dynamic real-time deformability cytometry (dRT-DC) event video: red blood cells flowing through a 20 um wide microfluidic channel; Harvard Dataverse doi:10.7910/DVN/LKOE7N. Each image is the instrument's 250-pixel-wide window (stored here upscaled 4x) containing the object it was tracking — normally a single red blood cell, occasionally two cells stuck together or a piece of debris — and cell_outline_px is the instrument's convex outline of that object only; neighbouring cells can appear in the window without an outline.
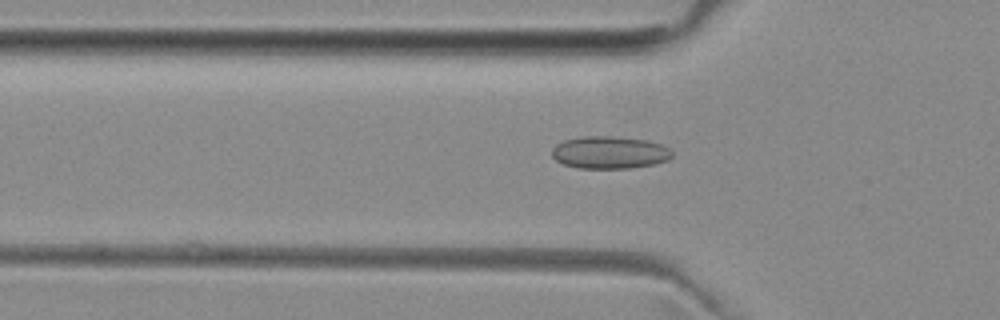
{"species": "common noctule bat (a hibernating species)", "species_latin": "Nyctalus noctula", "temperature_condition": "room temperature", "stored_images_in_passage": 41, "camera_frame_rate_fps": 3000, "um_per_image_px": 0.085, "animal": {"sex": "female", "body_mass_g": 29.2, "forearm_length_mm": 56.3}, "frame": {"image": 1, "passage_image": 14, "time_ms": 4.333, "image_size_px": [1000, 320], "cell_outline_px": [[672, 156], [668, 160], [656, 164], [632, 168], [576, 168], [564, 164], [556, 160], [552, 156], [552, 148], [556, 144], [564, 140], [584, 136], [612, 136], [648, 140], [660, 144], [668, 148], [672, 152]], "centroid_in_image_um": [51.82, 12.96], "position_along_channel_um": 74.0, "area_um2": 22.83}}
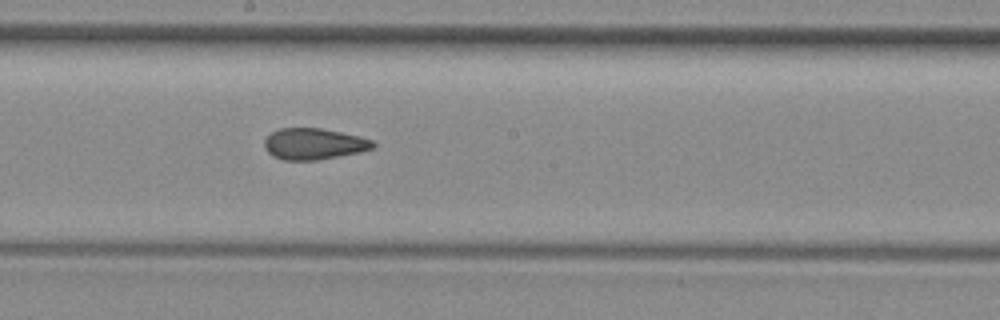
{"frame": {"image": 2, "passage_image": 25, "time_ms": 8.0, "image_size_px": [1000, 320], "cell_outline_px": [[376, 144], [372, 148], [360, 152], [316, 160], [284, 160], [272, 156], [264, 148], [264, 140], [272, 132], [280, 128], [320, 128], [360, 136], [372, 140]], "centroid_in_image_um": [26.66, 12.23], "position_along_channel_um": 221.5, "area_um2": 19.71}}
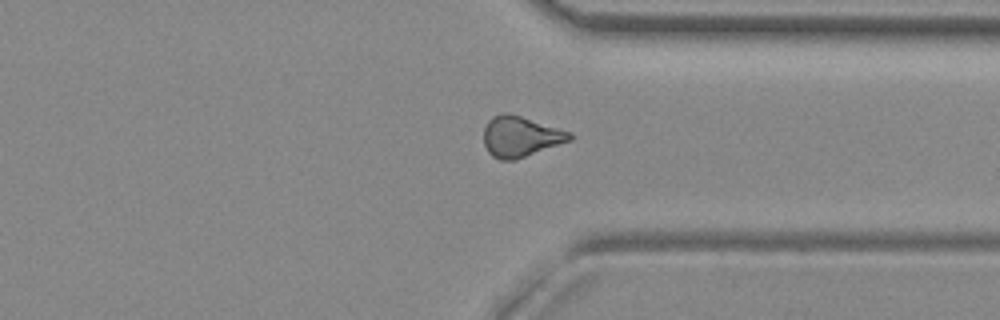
{"frame": {"image": 3, "passage_image": 36, "time_ms": 11.667, "image_size_px": [1000, 320], "cell_outline_px": [[572, 140], [516, 160], [500, 160], [492, 156], [488, 152], [484, 144], [484, 128], [488, 120], [492, 116], [500, 112], [508, 112], [572, 132]], "centroid_in_image_um": [44.23, 11.6], "position_along_channel_um": 367.2, "area_um2": 20.58}, "authors_computed_cell_mechanics": {"area_um2": 20.519, "velocity_mm_per_s": 4.0079, "shape_relaxation_time_tau1_ms": null, "shape_relaxation_time_tau2_ms": 2.3988, "deformation_change_tau1": null, "deformation_change_tau2": 0.0935}}